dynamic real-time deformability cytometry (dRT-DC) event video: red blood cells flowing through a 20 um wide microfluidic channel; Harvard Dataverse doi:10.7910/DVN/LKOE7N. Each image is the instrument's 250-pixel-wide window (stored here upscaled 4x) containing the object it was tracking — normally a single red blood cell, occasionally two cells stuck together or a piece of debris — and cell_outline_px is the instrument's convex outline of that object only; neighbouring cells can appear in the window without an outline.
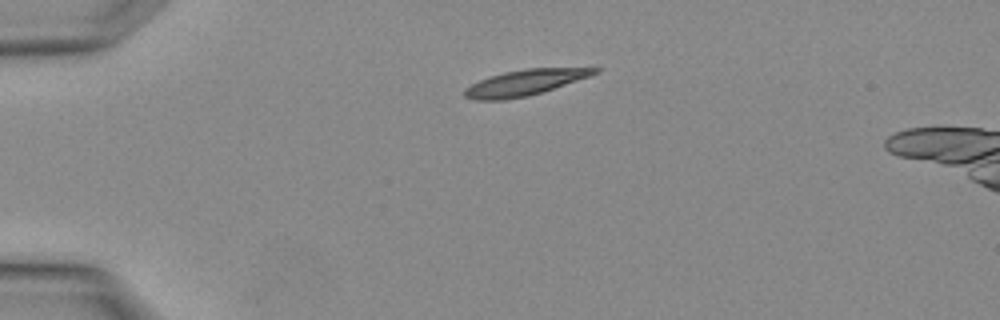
{"species": "Egyptian fruit bat (a non-hibernating species)", "species_latin": "Rousettus aegyptiacus", "temperature_condition": "warm", "stored_images_in_passage": 2, "camera_frame_rate_fps": 3000, "um_per_image_px": 0.085, "animal": {"sex": "female"}, "frame": {"image": 1, "passage_image": 2, "time_ms": 0.333, "image_size_px": [1000, 320], "cell_outline_px": [[600, 72], [528, 96], [504, 100], [476, 100], [464, 96], [464, 88], [480, 80], [504, 72], [524, 68], [600, 68]], "centroid_in_image_um": [44.55, 7.02], "position_along_channel_um": 40.4, "area_um2": 19.07}}